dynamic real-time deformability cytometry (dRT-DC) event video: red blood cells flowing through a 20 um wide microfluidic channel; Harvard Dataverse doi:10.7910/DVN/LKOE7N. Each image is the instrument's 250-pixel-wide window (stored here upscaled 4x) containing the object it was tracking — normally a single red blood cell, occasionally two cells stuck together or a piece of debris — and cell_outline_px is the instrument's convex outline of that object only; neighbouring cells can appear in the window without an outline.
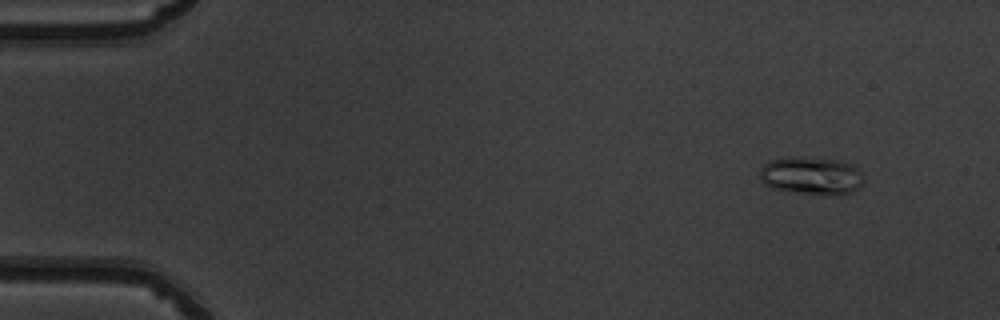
{"species": "common noctule bat (a hibernating species)", "species_latin": "Nyctalus noctula", "temperature_condition": "warm", "stored_images_in_passage": 51, "camera_frame_rate_fps": 3000, "um_per_image_px": 0.085, "animal": {"sex": "male", "body_mass_g": 19.5, "forearm_length_mm": 54.6}, "frame": {"image": 1, "passage_image": 5, "time_ms": 1.333, "image_size_px": [1000, 320], "cell_outline_px": [[864, 184], [860, 188], [836, 196], [832, 196], [784, 192], [768, 188], [760, 180], [760, 168], [768, 160], [788, 156], [840, 160], [852, 164], [864, 176]], "centroid_in_image_um": [68.93, 14.96], "position_along_channel_um": 16.1, "area_um2": 23.76}}
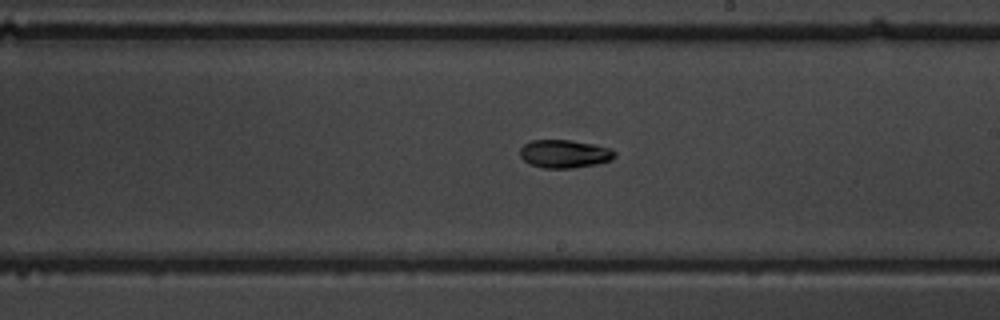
{"frame": {"image": 2, "passage_image": 30, "time_ms": 9.667, "image_size_px": [1000, 320], "cell_outline_px": [[616, 156], [612, 160], [596, 164], [572, 168], [544, 168], [528, 164], [520, 156], [520, 148], [524, 144], [532, 140], [568, 140], [592, 144], [612, 148], [616, 152]], "centroid_in_image_um": [47.99, 13.08], "position_along_channel_um": 241.0, "area_um2": 15.61}}
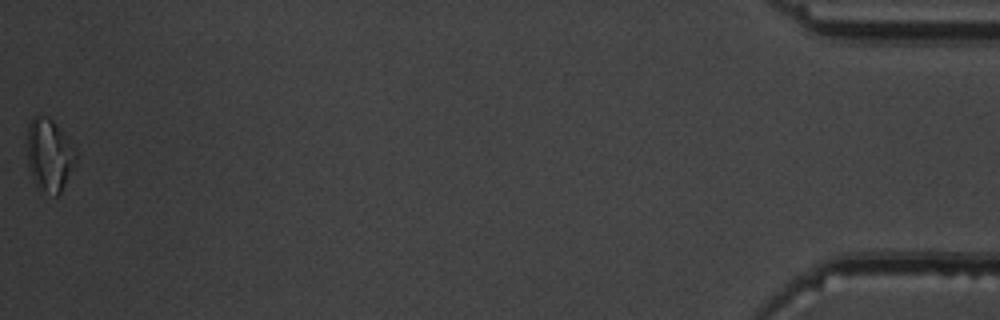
{"frame": {"image": 3, "passage_image": 51, "time_ms": 16.667, "image_size_px": [1000, 320], "cell_outline_px": [[76, 164], [60, 192], [56, 196], [36, 184], [32, 180], [28, 168], [28, 124], [32, 116], [48, 116], [52, 120], [76, 148]], "centroid_in_image_um": [4.2, 13.14], "position_along_channel_um": 431.0, "area_um2": 20.4}, "authors_computed_cell_mechanics": {"area_um2": 15.8372, "velocity_mm_per_s": 4.0487, "shape_relaxation_time_tau1_ms": 7.9118, "shape_relaxation_time_tau2_ms": 5.6519, "deformation_change_tau1": 0.1877, "deformation_change_tau2": 0.1096}}